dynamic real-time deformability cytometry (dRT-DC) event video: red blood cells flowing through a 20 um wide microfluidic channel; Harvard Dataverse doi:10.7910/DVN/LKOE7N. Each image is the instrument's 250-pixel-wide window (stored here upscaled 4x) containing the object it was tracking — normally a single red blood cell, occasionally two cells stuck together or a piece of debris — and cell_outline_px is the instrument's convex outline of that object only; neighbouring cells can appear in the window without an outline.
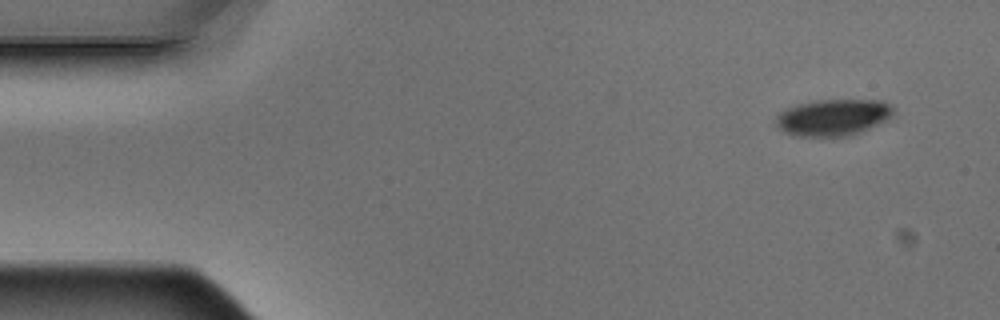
{"species": "Egyptian fruit bat (a non-hibernating species)", "species_latin": "Rousettus aegyptiacus", "temperature_condition": "warm", "stored_images_in_passage": 5, "camera_frame_rate_fps": 3000, "um_per_image_px": 0.085, "animal": {"sex": "male"}, "frame": {"image": 1, "passage_image": 1, "time_ms": 0.0, "image_size_px": [1000, 320], "cell_outline_px": [[896, 116], [888, 120], [852, 136], [796, 136], [784, 132], [776, 124], [776, 116], [780, 112], [796, 104], [816, 100], [884, 100], [892, 104], [896, 108]], "centroid_in_image_um": [70.91, 9.97], "position_along_channel_um": 14.1, "area_um2": 25.55}}